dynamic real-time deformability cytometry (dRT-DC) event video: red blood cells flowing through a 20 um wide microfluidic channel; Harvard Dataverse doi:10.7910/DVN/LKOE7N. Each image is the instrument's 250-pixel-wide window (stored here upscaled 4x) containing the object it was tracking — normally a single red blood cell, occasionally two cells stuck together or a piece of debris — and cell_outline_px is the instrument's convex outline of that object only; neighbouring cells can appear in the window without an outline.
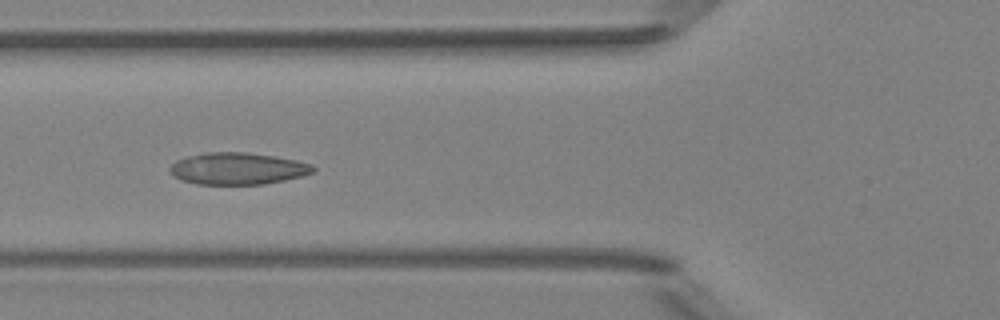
{"species": "Egyptian fruit bat (a non-hibernating species)", "species_latin": "Rousettus aegyptiacus", "temperature_condition": "room temperature", "stored_images_in_passage": 6, "camera_frame_rate_fps": 3000, "um_per_image_px": 0.085, "animal": {"sex": "female"}, "frame": {"image": 1, "passage_image": 4, "time_ms": 1.0, "image_size_px": [1000, 320], "cell_outline_px": [[316, 168], [312, 172], [300, 176], [284, 180], [264, 184], [196, 184], [180, 180], [172, 176], [168, 172], [168, 168], [176, 160], [188, 156], [208, 152], [248, 152], [296, 160], [312, 164]], "centroid_in_image_um": [20.14, 14.33], "position_along_channel_um": 105.7, "area_um2": 26.65}}
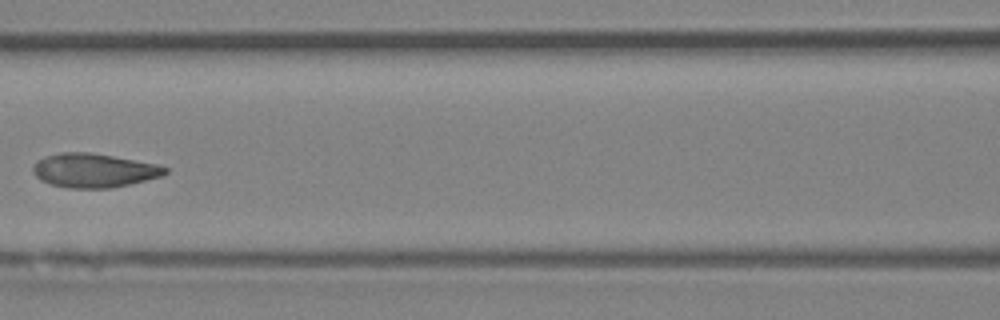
{"frame": {"image": 2, "passage_image": 5, "time_ms": 1.333, "image_size_px": [1000, 320], "cell_outline_px": [[168, 172], [160, 176], [112, 188], [68, 188], [52, 184], [40, 180], [32, 172], [32, 164], [48, 156], [60, 152], [88, 152], [112, 156], [156, 164], [168, 168]], "centroid_in_image_um": [7.95, 14.49], "position_along_channel_um": 158.7, "area_um2": 25.84}}
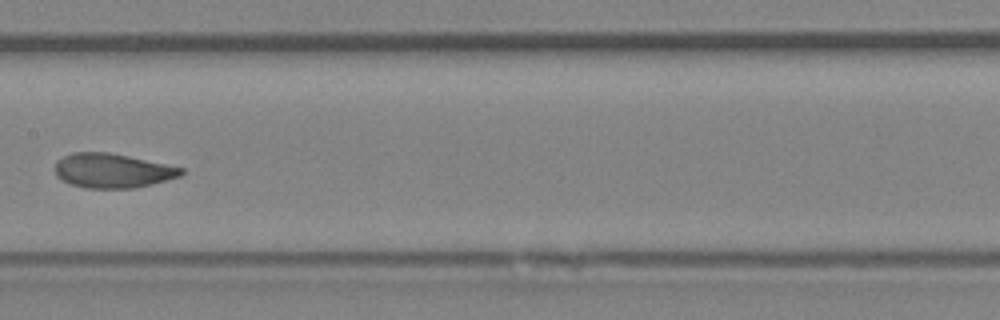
{"frame": {"image": 3, "passage_image": 6, "time_ms": 1.667, "image_size_px": [1000, 320], "cell_outline_px": [[184, 172], [180, 176], [152, 184], [136, 188], [84, 188], [72, 184], [56, 176], [56, 160], [72, 152], [108, 152], [128, 156], [184, 168]], "centroid_in_image_um": [9.56, 14.5], "position_along_channel_um": 197.8, "area_um2": 25.14}}